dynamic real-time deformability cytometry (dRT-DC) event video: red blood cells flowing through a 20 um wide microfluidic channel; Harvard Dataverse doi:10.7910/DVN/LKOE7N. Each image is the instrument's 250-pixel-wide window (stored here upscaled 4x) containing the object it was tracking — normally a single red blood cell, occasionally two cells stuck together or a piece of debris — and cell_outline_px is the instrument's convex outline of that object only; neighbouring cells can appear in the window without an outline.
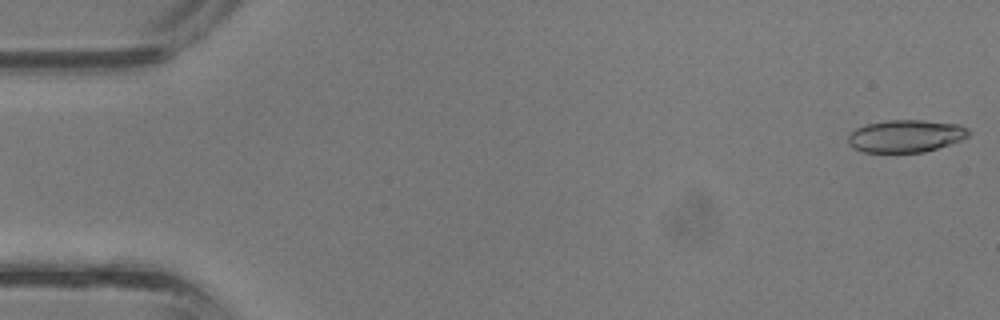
{"species": "common noctule bat (a hibernating species)", "species_latin": "Nyctalus noctula", "temperature_condition": "room temperature", "stored_images_in_passage": 33, "segment_of_instrument_passage": [1, 2], "camera_frame_rate_fps": 3000, "um_per_image_px": 0.085, "animal": {"sex": "male", "body_mass_g": 13.3}, "frame": {"image": 1, "passage_image": 1, "time_ms": 0.0, "image_size_px": [1000, 320], "cell_outline_px": [[972, 132], [968, 136], [960, 140], [924, 152], [864, 152], [852, 148], [848, 144], [848, 136], [856, 128], [868, 124], [884, 120], [924, 120], [960, 124], [968, 128]], "centroid_in_image_um": [76.99, 11.55], "position_along_channel_um": 8.0, "area_um2": 22.83}}
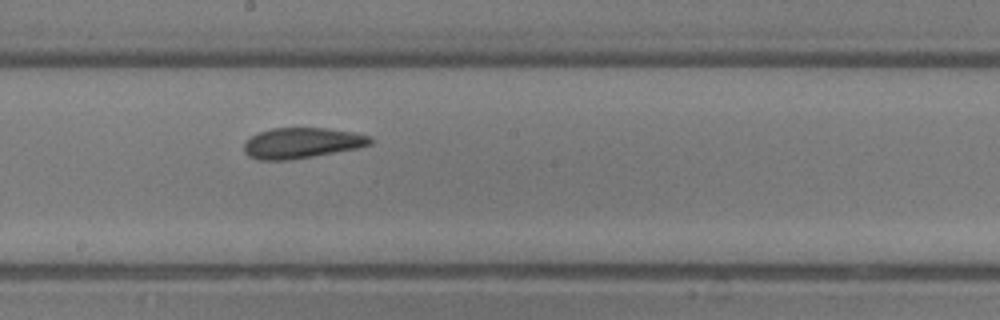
{"frame": {"image": 2, "passage_image": 15, "time_ms": 4.667, "image_size_px": [1000, 320], "cell_outline_px": [[372, 144], [360, 148], [288, 160], [256, 160], [248, 156], [244, 152], [244, 144], [252, 136], [260, 132], [272, 128], [328, 128], [352, 132], [372, 136]], "centroid_in_image_um": [25.68, 12.16], "position_along_channel_um": 222.5, "area_um2": 22.54}}
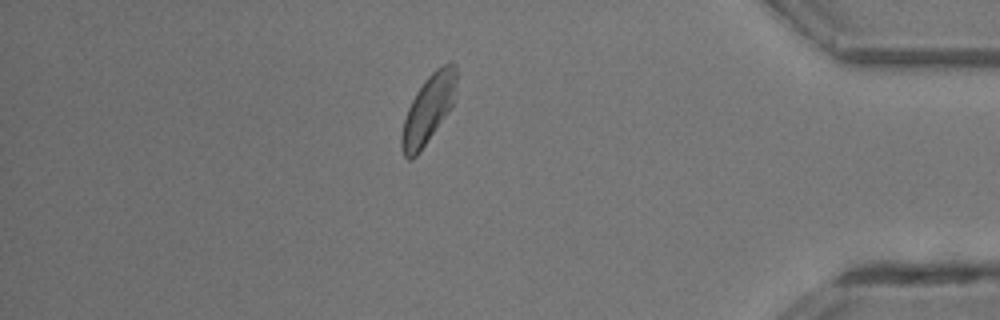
{"frame": {"image": 3, "passage_image": 27, "time_ms": 8.667, "image_size_px": [1000, 320], "cell_outline_px": [[456, 100], [420, 152], [412, 160], [408, 160], [404, 156], [400, 148], [400, 136], [404, 120], [408, 108], [416, 92], [424, 80], [436, 68], [444, 64], [456, 64]], "centroid_in_image_um": [36.39, 9.31], "position_along_channel_um": 398.8, "area_um2": 21.85}}